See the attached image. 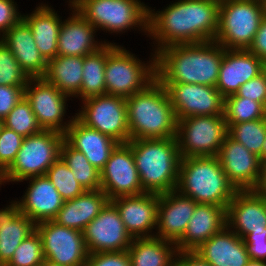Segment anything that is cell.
Returning a JSON list of instances; mask_svg holds the SVG:
<instances>
[{"mask_svg": "<svg viewBox=\"0 0 266 266\" xmlns=\"http://www.w3.org/2000/svg\"><path fill=\"white\" fill-rule=\"evenodd\" d=\"M220 0H178L163 11L148 9V33L158 43L155 54L175 44L214 41Z\"/></svg>", "mask_w": 266, "mask_h": 266, "instance_id": "6da1fadb", "label": "cell"}, {"mask_svg": "<svg viewBox=\"0 0 266 266\" xmlns=\"http://www.w3.org/2000/svg\"><path fill=\"white\" fill-rule=\"evenodd\" d=\"M223 54L224 47L215 41L166 46L156 53V79L215 87Z\"/></svg>", "mask_w": 266, "mask_h": 266, "instance_id": "7a4b0ae2", "label": "cell"}, {"mask_svg": "<svg viewBox=\"0 0 266 266\" xmlns=\"http://www.w3.org/2000/svg\"><path fill=\"white\" fill-rule=\"evenodd\" d=\"M125 100L130 140L176 137L175 111L166 88L157 79Z\"/></svg>", "mask_w": 266, "mask_h": 266, "instance_id": "3957f363", "label": "cell"}, {"mask_svg": "<svg viewBox=\"0 0 266 266\" xmlns=\"http://www.w3.org/2000/svg\"><path fill=\"white\" fill-rule=\"evenodd\" d=\"M127 143L145 193L160 195L176 190L181 160L176 137L134 139Z\"/></svg>", "mask_w": 266, "mask_h": 266, "instance_id": "277c9868", "label": "cell"}, {"mask_svg": "<svg viewBox=\"0 0 266 266\" xmlns=\"http://www.w3.org/2000/svg\"><path fill=\"white\" fill-rule=\"evenodd\" d=\"M176 190L197 203L226 208L237 191L217 156L181 158Z\"/></svg>", "mask_w": 266, "mask_h": 266, "instance_id": "5b68a950", "label": "cell"}, {"mask_svg": "<svg viewBox=\"0 0 266 266\" xmlns=\"http://www.w3.org/2000/svg\"><path fill=\"white\" fill-rule=\"evenodd\" d=\"M264 17L265 4L259 0H220L214 41L225 49L248 50Z\"/></svg>", "mask_w": 266, "mask_h": 266, "instance_id": "8992f818", "label": "cell"}, {"mask_svg": "<svg viewBox=\"0 0 266 266\" xmlns=\"http://www.w3.org/2000/svg\"><path fill=\"white\" fill-rule=\"evenodd\" d=\"M153 55L147 66L121 46L106 43V94L127 98L145 89L156 79V54Z\"/></svg>", "mask_w": 266, "mask_h": 266, "instance_id": "52a82bcc", "label": "cell"}, {"mask_svg": "<svg viewBox=\"0 0 266 266\" xmlns=\"http://www.w3.org/2000/svg\"><path fill=\"white\" fill-rule=\"evenodd\" d=\"M63 140V134L50 130H41L37 134L24 137L14 162L3 173V181L21 182L45 175L49 167L60 157Z\"/></svg>", "mask_w": 266, "mask_h": 266, "instance_id": "ba28073f", "label": "cell"}, {"mask_svg": "<svg viewBox=\"0 0 266 266\" xmlns=\"http://www.w3.org/2000/svg\"><path fill=\"white\" fill-rule=\"evenodd\" d=\"M74 8L95 28L119 33L142 26L148 32L149 8L140 0H79Z\"/></svg>", "mask_w": 266, "mask_h": 266, "instance_id": "9c48e42d", "label": "cell"}, {"mask_svg": "<svg viewBox=\"0 0 266 266\" xmlns=\"http://www.w3.org/2000/svg\"><path fill=\"white\" fill-rule=\"evenodd\" d=\"M227 132L224 115L190 116L177 120L180 157L217 156Z\"/></svg>", "mask_w": 266, "mask_h": 266, "instance_id": "30bf717a", "label": "cell"}, {"mask_svg": "<svg viewBox=\"0 0 266 266\" xmlns=\"http://www.w3.org/2000/svg\"><path fill=\"white\" fill-rule=\"evenodd\" d=\"M82 101H84L83 110L75 115L81 123L111 137L119 144L130 140L124 97L105 94Z\"/></svg>", "mask_w": 266, "mask_h": 266, "instance_id": "8fae6325", "label": "cell"}, {"mask_svg": "<svg viewBox=\"0 0 266 266\" xmlns=\"http://www.w3.org/2000/svg\"><path fill=\"white\" fill-rule=\"evenodd\" d=\"M44 258L62 266H85L89 255L83 232L58 225L53 220L36 224Z\"/></svg>", "mask_w": 266, "mask_h": 266, "instance_id": "7c38bea8", "label": "cell"}, {"mask_svg": "<svg viewBox=\"0 0 266 266\" xmlns=\"http://www.w3.org/2000/svg\"><path fill=\"white\" fill-rule=\"evenodd\" d=\"M177 120L190 116L224 115V97L216 87L189 83H161Z\"/></svg>", "mask_w": 266, "mask_h": 266, "instance_id": "4fadbf2b", "label": "cell"}, {"mask_svg": "<svg viewBox=\"0 0 266 266\" xmlns=\"http://www.w3.org/2000/svg\"><path fill=\"white\" fill-rule=\"evenodd\" d=\"M101 190L110 200L121 196H136L143 191L132 148L118 144L100 171Z\"/></svg>", "mask_w": 266, "mask_h": 266, "instance_id": "5bb4252c", "label": "cell"}, {"mask_svg": "<svg viewBox=\"0 0 266 266\" xmlns=\"http://www.w3.org/2000/svg\"><path fill=\"white\" fill-rule=\"evenodd\" d=\"M24 96L30 102L32 111L42 130L65 134L74 118L72 116L67 124L64 122L65 125L62 122L69 96L48 83L44 78H30L24 88Z\"/></svg>", "mask_w": 266, "mask_h": 266, "instance_id": "9a60e30c", "label": "cell"}, {"mask_svg": "<svg viewBox=\"0 0 266 266\" xmlns=\"http://www.w3.org/2000/svg\"><path fill=\"white\" fill-rule=\"evenodd\" d=\"M83 237L89 254L127 251L133 240L111 201L85 227Z\"/></svg>", "mask_w": 266, "mask_h": 266, "instance_id": "2e32d148", "label": "cell"}, {"mask_svg": "<svg viewBox=\"0 0 266 266\" xmlns=\"http://www.w3.org/2000/svg\"><path fill=\"white\" fill-rule=\"evenodd\" d=\"M217 157L236 190L258 189L264 164L256 154L227 135Z\"/></svg>", "mask_w": 266, "mask_h": 266, "instance_id": "e0dca14e", "label": "cell"}, {"mask_svg": "<svg viewBox=\"0 0 266 266\" xmlns=\"http://www.w3.org/2000/svg\"><path fill=\"white\" fill-rule=\"evenodd\" d=\"M226 222L242 239L249 233L266 232L265 199L257 190H237L226 209Z\"/></svg>", "mask_w": 266, "mask_h": 266, "instance_id": "ac0fdd59", "label": "cell"}, {"mask_svg": "<svg viewBox=\"0 0 266 266\" xmlns=\"http://www.w3.org/2000/svg\"><path fill=\"white\" fill-rule=\"evenodd\" d=\"M197 202L177 190L159 195L157 235L154 237L176 244L183 236Z\"/></svg>", "mask_w": 266, "mask_h": 266, "instance_id": "d6986e66", "label": "cell"}, {"mask_svg": "<svg viewBox=\"0 0 266 266\" xmlns=\"http://www.w3.org/2000/svg\"><path fill=\"white\" fill-rule=\"evenodd\" d=\"M266 63L249 50L225 49L216 88L224 98L235 94L245 82L257 77Z\"/></svg>", "mask_w": 266, "mask_h": 266, "instance_id": "ffe728a7", "label": "cell"}, {"mask_svg": "<svg viewBox=\"0 0 266 266\" xmlns=\"http://www.w3.org/2000/svg\"><path fill=\"white\" fill-rule=\"evenodd\" d=\"M117 208L127 232L132 238H151L148 234L157 225L159 194L143 193L110 200Z\"/></svg>", "mask_w": 266, "mask_h": 266, "instance_id": "44dd1931", "label": "cell"}, {"mask_svg": "<svg viewBox=\"0 0 266 266\" xmlns=\"http://www.w3.org/2000/svg\"><path fill=\"white\" fill-rule=\"evenodd\" d=\"M28 179L31 183L22 200L18 201L20 212L28 216L35 224L53 220L65 200L46 175Z\"/></svg>", "mask_w": 266, "mask_h": 266, "instance_id": "7402d4cb", "label": "cell"}, {"mask_svg": "<svg viewBox=\"0 0 266 266\" xmlns=\"http://www.w3.org/2000/svg\"><path fill=\"white\" fill-rule=\"evenodd\" d=\"M226 207L197 203L182 238L176 243L178 251H195L226 225Z\"/></svg>", "mask_w": 266, "mask_h": 266, "instance_id": "603a6c76", "label": "cell"}, {"mask_svg": "<svg viewBox=\"0 0 266 266\" xmlns=\"http://www.w3.org/2000/svg\"><path fill=\"white\" fill-rule=\"evenodd\" d=\"M0 40L11 50L29 78L44 77L48 62L41 55L32 30L23 19L2 35Z\"/></svg>", "mask_w": 266, "mask_h": 266, "instance_id": "cb8c5ba5", "label": "cell"}, {"mask_svg": "<svg viewBox=\"0 0 266 266\" xmlns=\"http://www.w3.org/2000/svg\"><path fill=\"white\" fill-rule=\"evenodd\" d=\"M194 252L211 266H246L250 261L244 240L227 225Z\"/></svg>", "mask_w": 266, "mask_h": 266, "instance_id": "d4e9b609", "label": "cell"}, {"mask_svg": "<svg viewBox=\"0 0 266 266\" xmlns=\"http://www.w3.org/2000/svg\"><path fill=\"white\" fill-rule=\"evenodd\" d=\"M64 140L72 148L82 152L98 171L103 169L111 152L119 144L100 131L87 127L76 117L66 130Z\"/></svg>", "mask_w": 266, "mask_h": 266, "instance_id": "484cf974", "label": "cell"}, {"mask_svg": "<svg viewBox=\"0 0 266 266\" xmlns=\"http://www.w3.org/2000/svg\"><path fill=\"white\" fill-rule=\"evenodd\" d=\"M72 16L62 22L58 36V55L86 56L97 52L104 44L97 43L94 33L97 30L76 8Z\"/></svg>", "mask_w": 266, "mask_h": 266, "instance_id": "4316f807", "label": "cell"}, {"mask_svg": "<svg viewBox=\"0 0 266 266\" xmlns=\"http://www.w3.org/2000/svg\"><path fill=\"white\" fill-rule=\"evenodd\" d=\"M109 201L101 189L85 190L78 197L65 200L53 221L58 225L83 232Z\"/></svg>", "mask_w": 266, "mask_h": 266, "instance_id": "83f0119b", "label": "cell"}, {"mask_svg": "<svg viewBox=\"0 0 266 266\" xmlns=\"http://www.w3.org/2000/svg\"><path fill=\"white\" fill-rule=\"evenodd\" d=\"M0 210V266L13 257L21 242L36 230V224L20 212L18 201Z\"/></svg>", "mask_w": 266, "mask_h": 266, "instance_id": "f1b7e54d", "label": "cell"}, {"mask_svg": "<svg viewBox=\"0 0 266 266\" xmlns=\"http://www.w3.org/2000/svg\"><path fill=\"white\" fill-rule=\"evenodd\" d=\"M53 10L44 4L31 15H23V20L32 30L36 46L47 62L58 55V36L62 24Z\"/></svg>", "mask_w": 266, "mask_h": 266, "instance_id": "f546056e", "label": "cell"}, {"mask_svg": "<svg viewBox=\"0 0 266 266\" xmlns=\"http://www.w3.org/2000/svg\"><path fill=\"white\" fill-rule=\"evenodd\" d=\"M83 57L57 55L47 63L44 79L67 96H80ZM77 95V96H76Z\"/></svg>", "mask_w": 266, "mask_h": 266, "instance_id": "4dcf8cb0", "label": "cell"}, {"mask_svg": "<svg viewBox=\"0 0 266 266\" xmlns=\"http://www.w3.org/2000/svg\"><path fill=\"white\" fill-rule=\"evenodd\" d=\"M127 252L131 266H173L178 250L172 242L151 237L133 238Z\"/></svg>", "mask_w": 266, "mask_h": 266, "instance_id": "1f68e13d", "label": "cell"}, {"mask_svg": "<svg viewBox=\"0 0 266 266\" xmlns=\"http://www.w3.org/2000/svg\"><path fill=\"white\" fill-rule=\"evenodd\" d=\"M106 43L97 52L83 57L81 99L105 95Z\"/></svg>", "mask_w": 266, "mask_h": 266, "instance_id": "d6a6232c", "label": "cell"}, {"mask_svg": "<svg viewBox=\"0 0 266 266\" xmlns=\"http://www.w3.org/2000/svg\"><path fill=\"white\" fill-rule=\"evenodd\" d=\"M60 158L72 170L74 177L85 190L101 188L100 171H98L86 156L72 148L65 140L60 147Z\"/></svg>", "mask_w": 266, "mask_h": 266, "instance_id": "836d02e7", "label": "cell"}, {"mask_svg": "<svg viewBox=\"0 0 266 266\" xmlns=\"http://www.w3.org/2000/svg\"><path fill=\"white\" fill-rule=\"evenodd\" d=\"M227 127V135L256 154L262 162V147L266 137V118L227 124Z\"/></svg>", "mask_w": 266, "mask_h": 266, "instance_id": "e575fe53", "label": "cell"}, {"mask_svg": "<svg viewBox=\"0 0 266 266\" xmlns=\"http://www.w3.org/2000/svg\"><path fill=\"white\" fill-rule=\"evenodd\" d=\"M224 118L227 124H237L266 118V107L257 101L235 94L224 99Z\"/></svg>", "mask_w": 266, "mask_h": 266, "instance_id": "d590c367", "label": "cell"}, {"mask_svg": "<svg viewBox=\"0 0 266 266\" xmlns=\"http://www.w3.org/2000/svg\"><path fill=\"white\" fill-rule=\"evenodd\" d=\"M3 125L23 137L37 134L42 130L32 111L31 104L25 96L3 119Z\"/></svg>", "mask_w": 266, "mask_h": 266, "instance_id": "8d00e7d4", "label": "cell"}, {"mask_svg": "<svg viewBox=\"0 0 266 266\" xmlns=\"http://www.w3.org/2000/svg\"><path fill=\"white\" fill-rule=\"evenodd\" d=\"M45 175L64 200L74 199L85 191L60 157L49 167Z\"/></svg>", "mask_w": 266, "mask_h": 266, "instance_id": "74e56055", "label": "cell"}, {"mask_svg": "<svg viewBox=\"0 0 266 266\" xmlns=\"http://www.w3.org/2000/svg\"><path fill=\"white\" fill-rule=\"evenodd\" d=\"M44 259L42 239L35 230L16 248L5 266H40Z\"/></svg>", "mask_w": 266, "mask_h": 266, "instance_id": "f35d334b", "label": "cell"}, {"mask_svg": "<svg viewBox=\"0 0 266 266\" xmlns=\"http://www.w3.org/2000/svg\"><path fill=\"white\" fill-rule=\"evenodd\" d=\"M29 79L11 50L0 40V85L26 86Z\"/></svg>", "mask_w": 266, "mask_h": 266, "instance_id": "ab89813d", "label": "cell"}, {"mask_svg": "<svg viewBox=\"0 0 266 266\" xmlns=\"http://www.w3.org/2000/svg\"><path fill=\"white\" fill-rule=\"evenodd\" d=\"M24 137L6 128L0 129V172L3 174L14 162Z\"/></svg>", "mask_w": 266, "mask_h": 266, "instance_id": "60d3db41", "label": "cell"}, {"mask_svg": "<svg viewBox=\"0 0 266 266\" xmlns=\"http://www.w3.org/2000/svg\"><path fill=\"white\" fill-rule=\"evenodd\" d=\"M235 95L260 102L266 107V69L241 85Z\"/></svg>", "mask_w": 266, "mask_h": 266, "instance_id": "b9f144b4", "label": "cell"}, {"mask_svg": "<svg viewBox=\"0 0 266 266\" xmlns=\"http://www.w3.org/2000/svg\"><path fill=\"white\" fill-rule=\"evenodd\" d=\"M85 266H131L127 251L92 253L87 257Z\"/></svg>", "mask_w": 266, "mask_h": 266, "instance_id": "7bdbcfd3", "label": "cell"}, {"mask_svg": "<svg viewBox=\"0 0 266 266\" xmlns=\"http://www.w3.org/2000/svg\"><path fill=\"white\" fill-rule=\"evenodd\" d=\"M25 86L0 85V119H4L24 97Z\"/></svg>", "mask_w": 266, "mask_h": 266, "instance_id": "ee69618b", "label": "cell"}, {"mask_svg": "<svg viewBox=\"0 0 266 266\" xmlns=\"http://www.w3.org/2000/svg\"><path fill=\"white\" fill-rule=\"evenodd\" d=\"M22 19L23 16L19 15L13 0H0V32L3 35Z\"/></svg>", "mask_w": 266, "mask_h": 266, "instance_id": "f6af8a7d", "label": "cell"}, {"mask_svg": "<svg viewBox=\"0 0 266 266\" xmlns=\"http://www.w3.org/2000/svg\"><path fill=\"white\" fill-rule=\"evenodd\" d=\"M248 50L266 63V16L261 21L260 27Z\"/></svg>", "mask_w": 266, "mask_h": 266, "instance_id": "bcb514c9", "label": "cell"}, {"mask_svg": "<svg viewBox=\"0 0 266 266\" xmlns=\"http://www.w3.org/2000/svg\"><path fill=\"white\" fill-rule=\"evenodd\" d=\"M175 257L173 266H211L194 251H178Z\"/></svg>", "mask_w": 266, "mask_h": 266, "instance_id": "7dc6e473", "label": "cell"}, {"mask_svg": "<svg viewBox=\"0 0 266 266\" xmlns=\"http://www.w3.org/2000/svg\"><path fill=\"white\" fill-rule=\"evenodd\" d=\"M251 260H266V240L244 241Z\"/></svg>", "mask_w": 266, "mask_h": 266, "instance_id": "c3c4849f", "label": "cell"}, {"mask_svg": "<svg viewBox=\"0 0 266 266\" xmlns=\"http://www.w3.org/2000/svg\"><path fill=\"white\" fill-rule=\"evenodd\" d=\"M244 241H260L266 240V232L249 233L244 238Z\"/></svg>", "mask_w": 266, "mask_h": 266, "instance_id": "681fc988", "label": "cell"}, {"mask_svg": "<svg viewBox=\"0 0 266 266\" xmlns=\"http://www.w3.org/2000/svg\"><path fill=\"white\" fill-rule=\"evenodd\" d=\"M257 191L263 196L266 201V165H264L262 179Z\"/></svg>", "mask_w": 266, "mask_h": 266, "instance_id": "f907efd6", "label": "cell"}, {"mask_svg": "<svg viewBox=\"0 0 266 266\" xmlns=\"http://www.w3.org/2000/svg\"><path fill=\"white\" fill-rule=\"evenodd\" d=\"M246 266H266V261L251 260L247 263Z\"/></svg>", "mask_w": 266, "mask_h": 266, "instance_id": "816d5d0a", "label": "cell"}, {"mask_svg": "<svg viewBox=\"0 0 266 266\" xmlns=\"http://www.w3.org/2000/svg\"><path fill=\"white\" fill-rule=\"evenodd\" d=\"M262 163L266 165V137L262 147Z\"/></svg>", "mask_w": 266, "mask_h": 266, "instance_id": "f5cc1de1", "label": "cell"}, {"mask_svg": "<svg viewBox=\"0 0 266 266\" xmlns=\"http://www.w3.org/2000/svg\"><path fill=\"white\" fill-rule=\"evenodd\" d=\"M40 266H62V265L51 262L47 259H44V261L42 262V264Z\"/></svg>", "mask_w": 266, "mask_h": 266, "instance_id": "db71d44e", "label": "cell"}, {"mask_svg": "<svg viewBox=\"0 0 266 266\" xmlns=\"http://www.w3.org/2000/svg\"><path fill=\"white\" fill-rule=\"evenodd\" d=\"M70 1V6L71 8L74 7V5L79 1V0H69Z\"/></svg>", "mask_w": 266, "mask_h": 266, "instance_id": "11a10c76", "label": "cell"}, {"mask_svg": "<svg viewBox=\"0 0 266 266\" xmlns=\"http://www.w3.org/2000/svg\"><path fill=\"white\" fill-rule=\"evenodd\" d=\"M3 174L0 172V185L3 184Z\"/></svg>", "mask_w": 266, "mask_h": 266, "instance_id": "9f6ffc18", "label": "cell"}, {"mask_svg": "<svg viewBox=\"0 0 266 266\" xmlns=\"http://www.w3.org/2000/svg\"><path fill=\"white\" fill-rule=\"evenodd\" d=\"M2 126H3V120L0 119V129H1Z\"/></svg>", "mask_w": 266, "mask_h": 266, "instance_id": "6f0895ef", "label": "cell"}]
</instances>
